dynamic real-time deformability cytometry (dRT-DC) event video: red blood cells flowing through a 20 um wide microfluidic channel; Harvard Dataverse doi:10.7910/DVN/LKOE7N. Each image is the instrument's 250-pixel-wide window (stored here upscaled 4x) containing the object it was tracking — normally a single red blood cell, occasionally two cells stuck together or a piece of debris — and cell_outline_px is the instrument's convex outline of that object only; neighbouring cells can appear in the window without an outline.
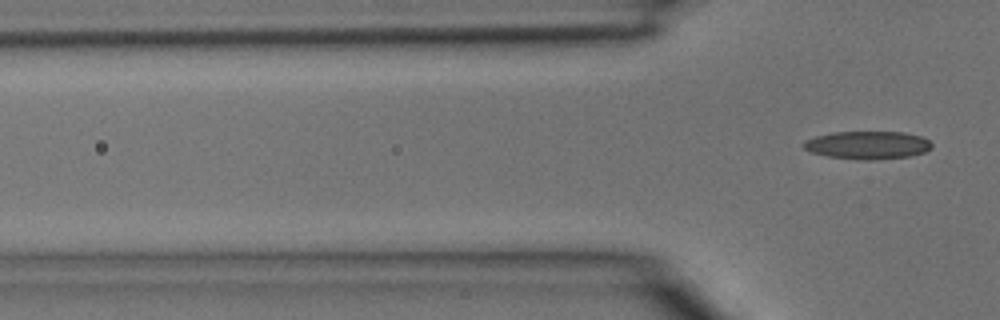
{"species": "common noctule bat (a hibernating species)", "species_latin": "Nyctalus noctula", "temperature_condition": "room temperature", "stored_images_in_passage": 3, "camera_frame_rate_fps": 3000, "um_per_image_px": 0.085, "animal": {"sex": "male", "body_mass_g": 15.6}, "frame": {"image": 1, "passage_image": 3, "time_ms": 0.667, "image_size_px": [1000, 320], "cell_outline_px": [[932, 148], [924, 152], [908, 156], [876, 160], [856, 160], [828, 156], [812, 152], [804, 148], [804, 140], [816, 136], [832, 132], [904, 132], [920, 136], [928, 140], [932, 144]], "centroid_in_image_um": [73.75, 12.33], "position_along_channel_um": 52.1, "area_um2": 20.87}}